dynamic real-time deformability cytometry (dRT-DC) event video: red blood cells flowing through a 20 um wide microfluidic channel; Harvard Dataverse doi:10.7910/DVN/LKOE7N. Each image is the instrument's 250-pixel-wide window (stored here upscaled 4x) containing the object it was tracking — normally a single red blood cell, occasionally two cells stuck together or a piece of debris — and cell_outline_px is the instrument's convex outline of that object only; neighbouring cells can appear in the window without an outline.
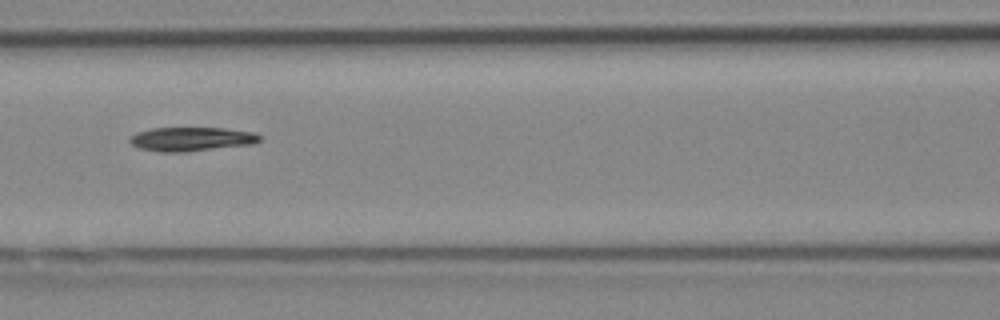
{"species": "Egyptian fruit bat (a non-hibernating species)", "species_latin": "Rousettus aegyptiacus", "temperature_condition": "cold", "stored_images_in_passage": 8, "segment_of_instrument_passage": [2, 2], "camera_frame_rate_fps": 3000, "um_per_image_px": 0.085, "animal": {"sex": "female"}, "frame": {"image": 1, "passage_image": 7, "time_ms": 2.0, "image_size_px": [1000, 320], "cell_outline_px": [[264, 136], [260, 140], [252, 144], [180, 152], [160, 152], [140, 148], [132, 144], [128, 140], [128, 136], [136, 132], [152, 128], [224, 128], [256, 132]], "centroid_in_image_um": [16.27, 11.81], "position_along_channel_um": 150.3, "area_um2": 18.21}}
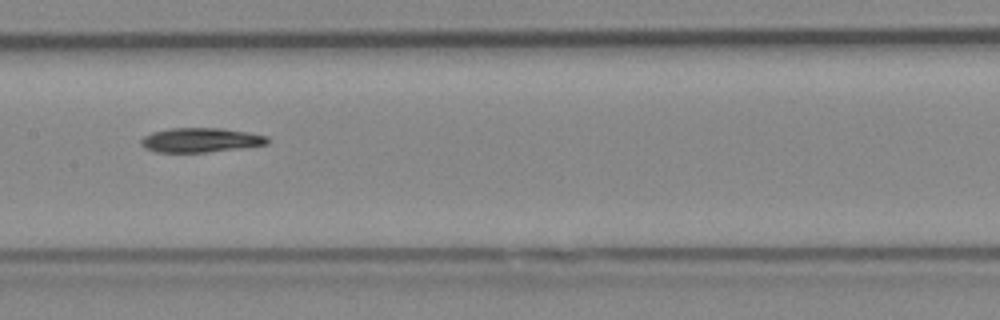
{"frame": {"image": 2, "passage_image": 8, "time_ms": 2.333, "image_size_px": [1000, 320], "cell_outline_px": [[268, 144], [240, 148], [204, 152], [156, 152], [144, 148], [140, 144], [140, 140], [144, 136], [152, 132], [168, 128], [220, 128], [248, 132], [268, 136]], "centroid_in_image_um": [17.02, 11.9], "position_along_channel_um": 190.4, "area_um2": 17.98}}